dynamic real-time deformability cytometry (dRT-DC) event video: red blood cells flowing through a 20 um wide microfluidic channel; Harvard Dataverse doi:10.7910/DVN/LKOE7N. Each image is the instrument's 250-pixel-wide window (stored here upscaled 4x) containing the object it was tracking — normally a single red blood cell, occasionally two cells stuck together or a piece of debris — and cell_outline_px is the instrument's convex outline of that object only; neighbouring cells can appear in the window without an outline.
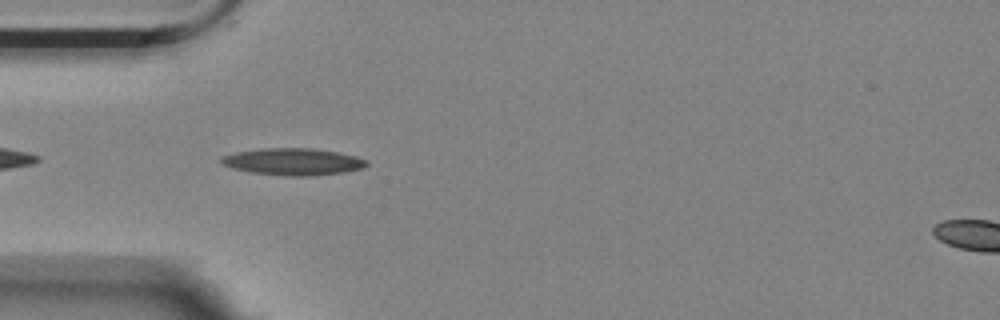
{"species": "Egyptian fruit bat (a non-hibernating species)", "species_latin": "Rousettus aegyptiacus", "temperature_condition": "room temperature", "stored_images_in_passage": 37, "camera_frame_rate_fps": 3000, "um_per_image_px": 0.085, "animal": {"sex": "female"}, "frame": {"image": 1, "passage_image": 3, "time_ms": 0.667, "image_size_px": [1000, 320], "cell_outline_px": [[368, 164], [364, 168], [344, 172], [316, 176], [284, 176], [248, 172], [232, 168], [224, 164], [220, 160], [224, 156], [236, 152], [260, 148], [312, 148], [336, 152], [356, 156], [368, 160]], "centroid_in_image_um": [24.94, 13.75], "position_along_channel_um": 60.1, "area_um2": 22.95}}
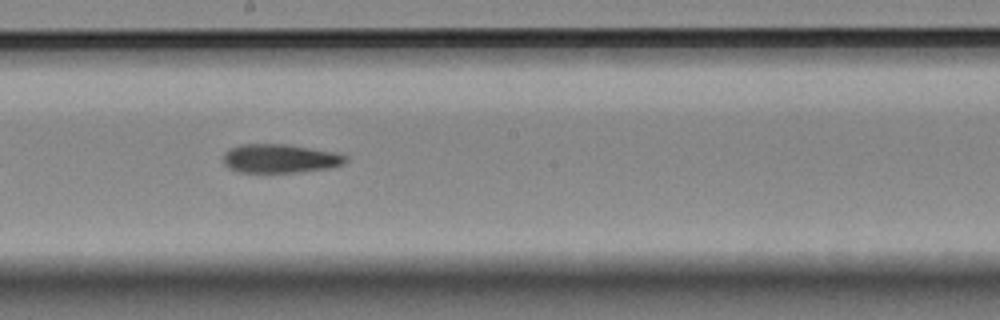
{"frame": {"image": 2, "passage_image": 17, "time_ms": 5.333, "image_size_px": [1000, 320], "cell_outline_px": [[348, 160], [344, 164], [328, 168], [300, 172], [236, 172], [228, 168], [224, 164], [224, 152], [240, 144], [288, 144], [336, 152], [348, 156]], "centroid_in_image_um": [23.82, 13.47], "position_along_channel_um": 224.4, "area_um2": 20.69}}
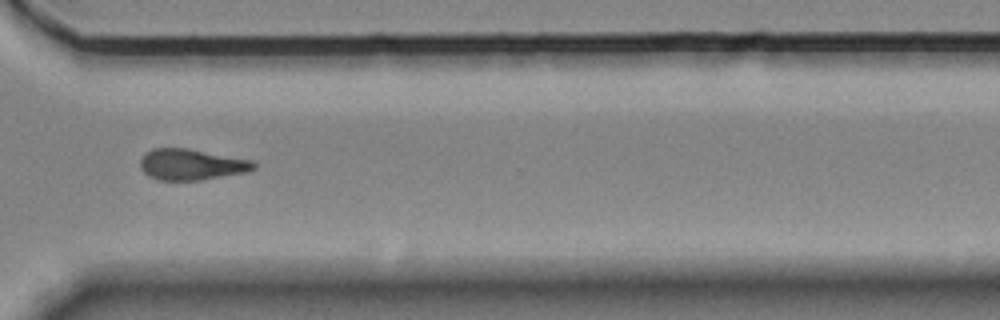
{"frame": {"image": 3, "passage_image": 28, "time_ms": 9.0, "image_size_px": [1000, 320], "cell_outline_px": [[256, 168], [248, 172], [200, 180], [160, 180], [148, 176], [140, 168], [140, 160], [144, 152], [152, 148], [188, 148], [252, 160], [256, 164]], "centroid_in_image_um": [16.26, 13.98], "position_along_channel_um": 354.3, "area_um2": 20.69}, "authors_computed_cell_mechanics": {"area_um2": 20.7502, "velocity_mm_per_s": 3.5423, "shape_relaxation_time_tau1_ms": 11.2463, "shape_relaxation_time_tau2_ms": 6.1623, "deformation_change_tau1": 0.2271, "deformation_change_tau2": 0.1644}}